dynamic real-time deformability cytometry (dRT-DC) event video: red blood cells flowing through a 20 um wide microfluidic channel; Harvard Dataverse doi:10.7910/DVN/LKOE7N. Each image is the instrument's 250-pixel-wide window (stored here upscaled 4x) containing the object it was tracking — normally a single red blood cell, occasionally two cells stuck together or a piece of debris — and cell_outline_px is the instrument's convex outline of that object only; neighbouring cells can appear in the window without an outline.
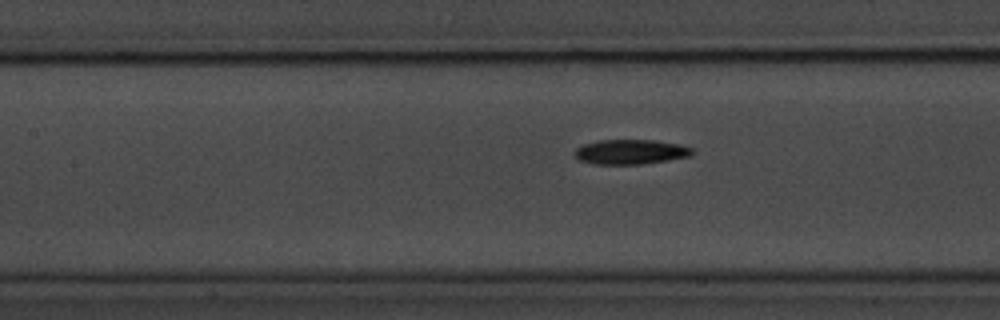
{"species": "common noctule bat (a hibernating species)", "species_latin": "Nyctalus noctula", "temperature_condition": "room temperature", "stored_images_in_passage": 23, "camera_frame_rate_fps": 3000, "um_per_image_px": 0.085, "animal": {"sex": "male", "body_mass_g": 20.1, "forearm_length_mm": 53.5}, "frame": {"image": 1, "passage_image": 14, "time_ms": 4.333, "image_size_px": [1000, 320], "cell_outline_px": [[692, 156], [668, 160], [640, 164], [592, 164], [580, 160], [572, 152], [576, 148], [584, 144], [600, 140], [656, 140], [680, 144], [692, 148]], "centroid_in_image_um": [53.59, 12.9], "position_along_channel_um": 153.8, "area_um2": 16.99}}